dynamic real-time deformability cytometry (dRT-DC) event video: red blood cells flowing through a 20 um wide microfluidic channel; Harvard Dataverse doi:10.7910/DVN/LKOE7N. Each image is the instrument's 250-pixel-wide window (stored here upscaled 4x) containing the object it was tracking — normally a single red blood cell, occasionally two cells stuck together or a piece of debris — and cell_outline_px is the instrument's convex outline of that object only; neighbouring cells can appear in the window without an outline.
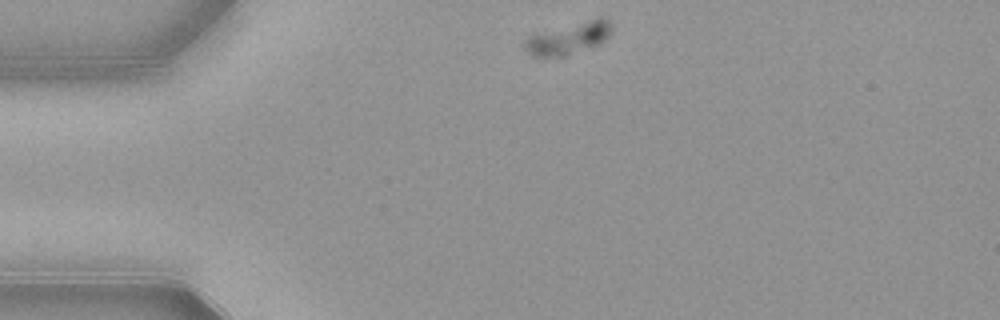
{"species": "common noctule bat (a hibernating species)", "species_latin": "Nyctalus noctula", "temperature_condition": "warm", "stored_images_in_passage": 45, "camera_frame_rate_fps": 3000, "um_per_image_px": 0.085, "animal": {"sex": "female", "body_mass_g": 21.9}, "frame": {"image": 1, "passage_image": 1, "time_ms": 0.0, "image_size_px": [1000, 320], "cell_outline_px": [[612, 32], [600, 44], [564, 56], [532, 56], [524, 48], [524, 40], [532, 32], [592, 20], [608, 20], [612, 24]], "centroid_in_image_um": [48.25, 3.27], "position_along_channel_um": 36.7, "area_um2": 15.95}}
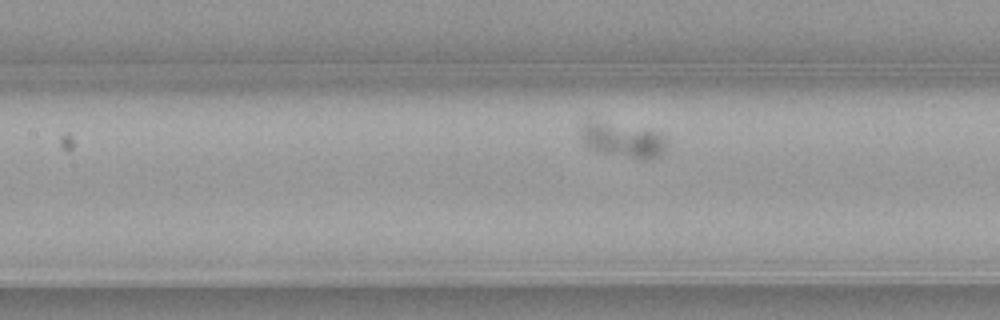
{"frame": {"image": 2, "passage_image": 14, "time_ms": 4.333, "image_size_px": [1000, 320], "cell_outline_px": [[668, 144], [664, 152], [660, 156], [632, 156], [604, 152], [592, 148], [584, 144], [580, 136], [580, 128], [588, 120], [592, 120], [648, 128], [660, 132], [664, 136]], "centroid_in_image_um": [52.95, 11.82], "position_along_channel_um": 154.5, "area_um2": 16.94}}
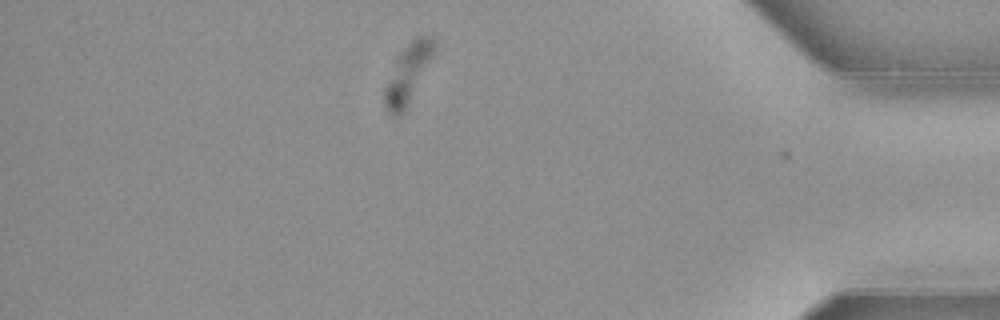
{"frame": {"image": 3, "passage_image": 38, "time_ms": 12.333, "image_size_px": [1000, 320], "cell_outline_px": [[436, 52], [404, 116], [392, 116], [384, 108], [384, 88], [392, 60], [416, 36], [432, 36], [436, 40]], "centroid_in_image_um": [34.67, 6.3], "position_along_channel_um": 400.5, "area_um2": 18.09}}